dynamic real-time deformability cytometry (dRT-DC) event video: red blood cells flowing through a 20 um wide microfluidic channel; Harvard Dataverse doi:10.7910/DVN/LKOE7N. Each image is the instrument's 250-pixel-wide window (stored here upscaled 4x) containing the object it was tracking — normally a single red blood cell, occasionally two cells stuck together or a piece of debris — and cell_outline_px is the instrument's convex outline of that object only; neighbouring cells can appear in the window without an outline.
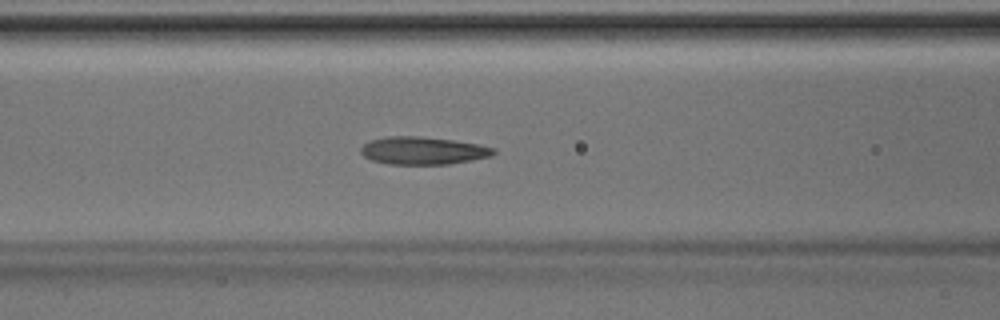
{"species": "Egyptian fruit bat (a non-hibernating species)", "species_latin": "Rousettus aegyptiacus", "temperature_condition": "room temperature", "stored_images_in_passage": 46, "camera_frame_rate_fps": 3000, "um_per_image_px": 0.085, "animal": {"sex": "male"}, "frame": {"image": 1, "passage_image": 19, "time_ms": 6.0, "image_size_px": [1000, 320], "cell_outline_px": [[496, 152], [492, 156], [448, 164], [388, 164], [372, 160], [364, 156], [360, 152], [360, 148], [368, 140], [388, 136], [424, 136], [480, 144], [496, 148]], "centroid_in_image_um": [35.95, 12.79], "position_along_channel_um": 130.6, "area_um2": 21.56}}
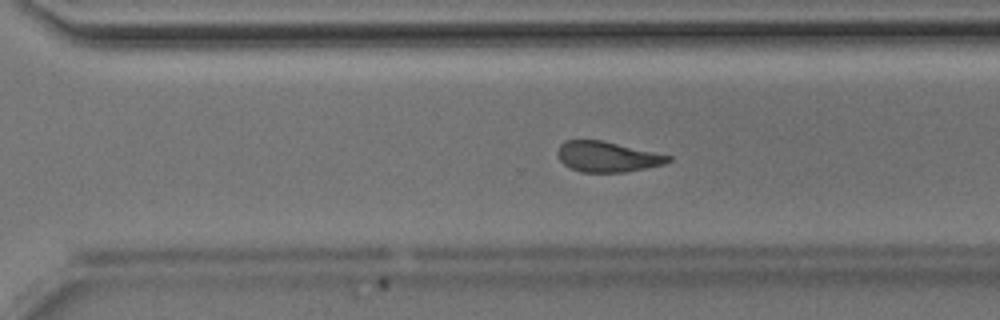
{"frame": {"image": 2, "passage_image": 32, "time_ms": 10.333, "image_size_px": [1000, 320], "cell_outline_px": [[672, 160], [664, 164], [624, 172], [580, 172], [568, 168], [560, 160], [556, 152], [560, 144], [564, 140], [600, 140], [672, 156]], "centroid_in_image_um": [51.57, 13.32], "position_along_channel_um": 319.0, "area_um2": 19.54}}
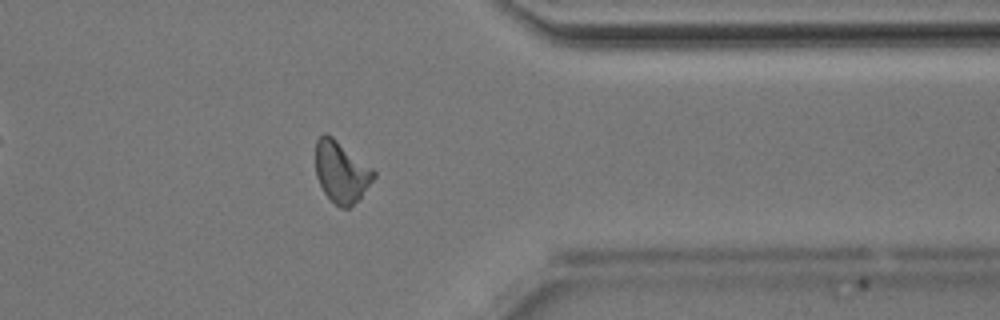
{"frame": {"image": 3, "passage_image": 37, "time_ms": 12.0, "image_size_px": [1000, 320], "cell_outline_px": [[376, 176], [360, 196], [348, 208], [340, 208], [324, 192], [316, 176], [316, 140], [324, 132], [332, 136], [372, 168], [376, 172]], "centroid_in_image_um": [28.99, 14.59], "position_along_channel_um": 382.4, "area_um2": 20.35}}